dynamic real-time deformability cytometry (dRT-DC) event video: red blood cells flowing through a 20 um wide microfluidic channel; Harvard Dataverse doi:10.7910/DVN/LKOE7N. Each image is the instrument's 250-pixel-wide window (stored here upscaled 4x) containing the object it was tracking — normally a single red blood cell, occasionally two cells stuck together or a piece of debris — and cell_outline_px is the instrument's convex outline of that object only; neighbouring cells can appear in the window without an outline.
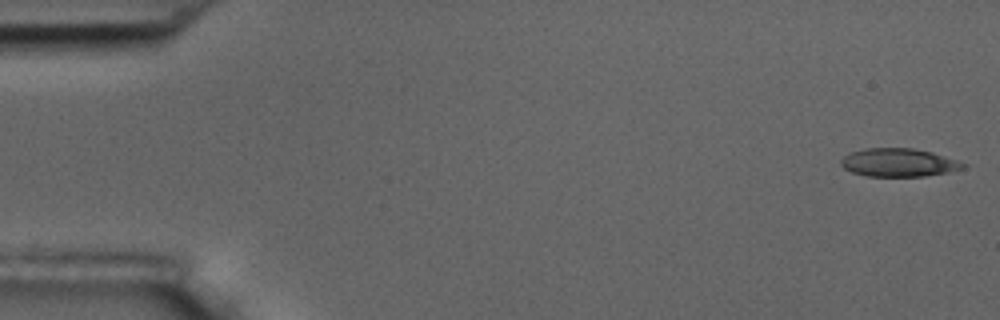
{"species": "common noctule bat (a hibernating species)", "species_latin": "Nyctalus noctula", "temperature_condition": "room temperature", "stored_images_in_passage": 6, "camera_frame_rate_fps": 3000, "um_per_image_px": 0.085, "animal": {"sex": "male", "body_mass_g": 17.5, "forearm_length_mm": 52.3}, "frame": {"image": 1, "passage_image": 1, "time_ms": 0.0, "image_size_px": [1000, 320], "cell_outline_px": [[968, 164], [964, 168], [948, 172], [924, 176], [868, 176], [852, 172], [844, 168], [840, 164], [840, 160], [844, 156], [852, 152], [868, 148], [912, 148], [932, 152]], "centroid_in_image_um": [76.39, 13.82], "position_along_channel_um": 8.6, "area_um2": 19.94}}
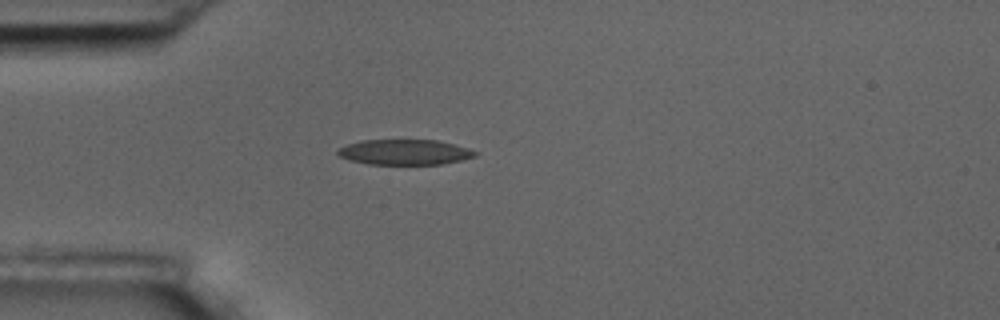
{"frame": {"image": 2, "passage_image": 5, "time_ms": 4.667, "image_size_px": [1000, 320], "cell_outline_px": [[480, 152], [476, 156], [460, 160], [440, 164], [368, 164], [352, 160], [340, 156], [336, 152], [336, 148], [360, 140], [436, 140], [456, 144]], "centroid_in_image_um": [34.41, 12.92], "position_along_channel_um": 50.6, "area_um2": 20.29}}